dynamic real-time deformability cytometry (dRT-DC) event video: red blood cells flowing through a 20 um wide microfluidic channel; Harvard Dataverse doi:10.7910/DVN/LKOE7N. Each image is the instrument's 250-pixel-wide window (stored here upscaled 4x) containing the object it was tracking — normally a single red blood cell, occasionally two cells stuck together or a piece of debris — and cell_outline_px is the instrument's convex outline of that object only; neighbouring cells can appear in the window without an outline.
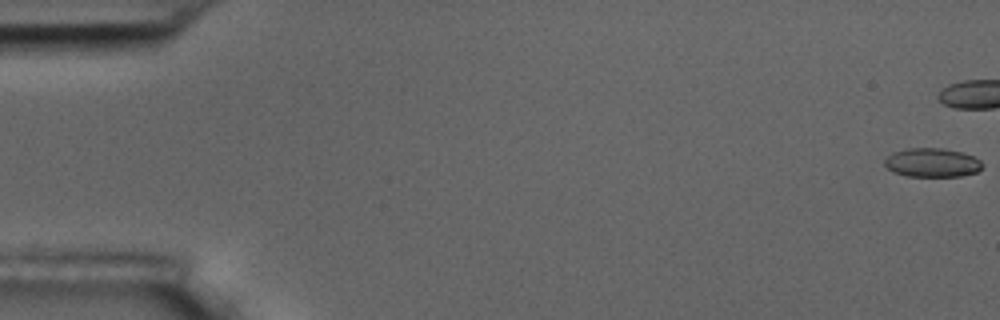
{"species": "common noctule bat (a hibernating species)", "species_latin": "Nyctalus noctula", "temperature_condition": "room temperature", "stored_images_in_passage": 10, "camera_frame_rate_fps": 3000, "um_per_image_px": 0.085, "animal": {"sex": "male", "body_mass_g": 17.5, "forearm_length_mm": 52.3}, "frame": {"image": 1, "passage_image": 1, "time_ms": 0.0, "image_size_px": [1000, 320], "cell_outline_px": [[984, 164], [976, 172], [960, 176], [908, 176], [892, 172], [884, 164], [884, 160], [892, 152], [908, 148], [944, 148], [960, 152], [972, 156], [980, 160]], "centroid_in_image_um": [79.21, 13.82], "position_along_channel_um": 5.8, "area_um2": 16.42}}
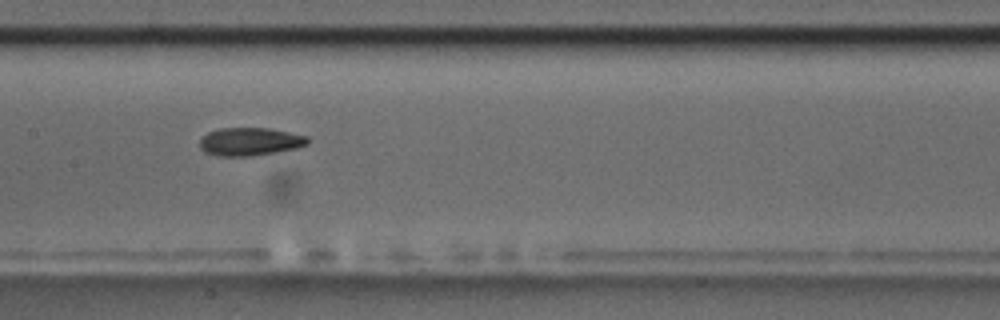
{"frame": {"image": 2, "passage_image": 9, "time_ms": 10.0, "image_size_px": [1000, 320], "cell_outline_px": [[308, 144], [296, 148], [276, 152], [252, 156], [216, 156], [204, 152], [200, 148], [200, 136], [208, 132], [220, 128], [268, 128], [308, 136]], "centroid_in_image_um": [21.2, 12.04], "position_along_channel_um": 186.2, "area_um2": 17.74}}
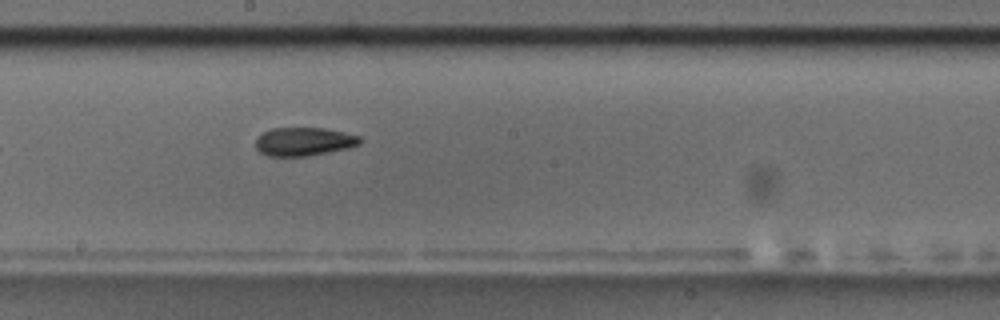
{"frame": {"image": 3, "passage_image": 10, "time_ms": 11.0, "image_size_px": [1000, 320], "cell_outline_px": [[364, 140], [360, 144], [348, 148], [308, 156], [268, 156], [260, 152], [256, 148], [256, 140], [264, 132], [272, 128], [324, 128], [344, 132], [360, 136]], "centroid_in_image_um": [25.87, 12.03], "position_along_channel_um": 222.3, "area_um2": 17.28}}